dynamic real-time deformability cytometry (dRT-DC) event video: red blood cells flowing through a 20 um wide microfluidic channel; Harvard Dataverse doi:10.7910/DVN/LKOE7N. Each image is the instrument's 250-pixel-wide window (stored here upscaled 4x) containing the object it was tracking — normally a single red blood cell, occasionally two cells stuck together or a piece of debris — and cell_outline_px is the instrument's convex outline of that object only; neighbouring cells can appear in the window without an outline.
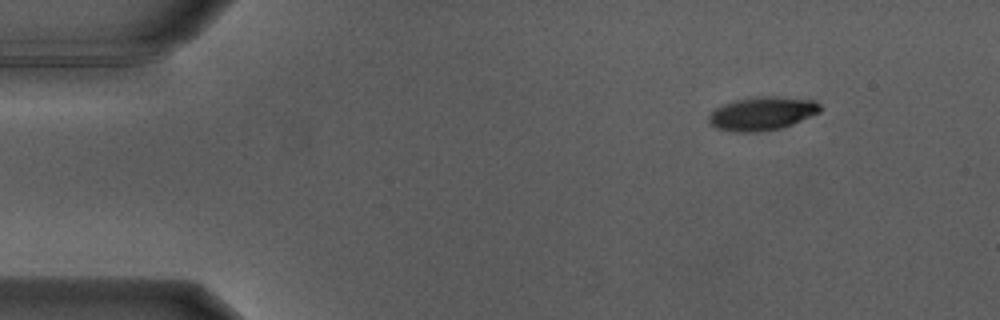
{"species": "Egyptian fruit bat (a non-hibernating species)", "species_latin": "Rousettus aegyptiacus", "temperature_condition": "warm", "stored_images_in_passage": 48, "camera_frame_rate_fps": 3000, "um_per_image_px": 0.085, "animal": {"sex": "male"}, "frame": {"image": 1, "passage_image": 1, "time_ms": 0.0, "image_size_px": [1000, 320], "cell_outline_px": [[820, 112], [792, 124], [780, 128], [756, 132], [732, 132], [716, 128], [708, 124], [708, 116], [716, 108], [724, 104], [736, 100], [816, 100], [820, 104]], "centroid_in_image_um": [64.7, 9.74], "position_along_channel_um": 20.3, "area_um2": 20.35}}
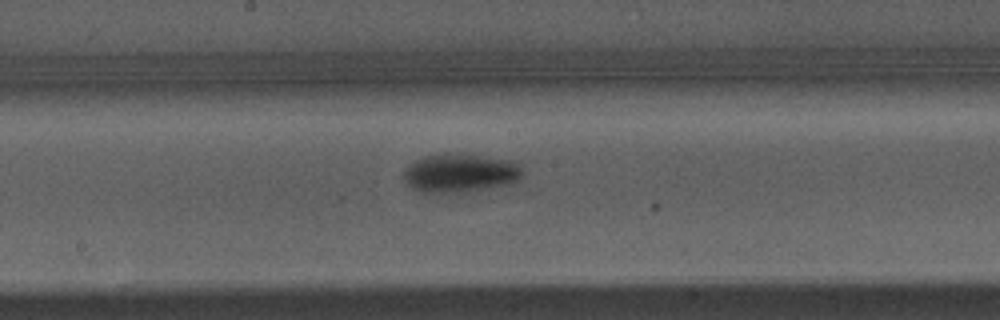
{"frame": {"image": 2, "passage_image": 23, "time_ms": 7.333, "image_size_px": [1000, 320], "cell_outline_px": [[524, 172], [516, 180], [508, 184], [480, 188], [444, 192], [424, 192], [412, 188], [404, 180], [404, 168], [408, 164], [424, 156], [444, 152], [512, 160], [520, 164]], "centroid_in_image_um": [39.07, 14.66], "position_along_channel_um": 209.1, "area_um2": 26.18}}
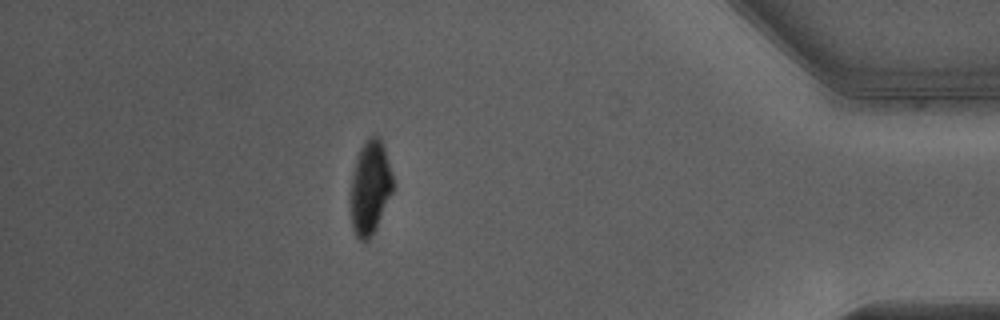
{"frame": {"image": 3, "passage_image": 42, "time_ms": 13.667, "image_size_px": [1000, 320], "cell_outline_px": [[392, 192], [376, 228], [372, 236], [364, 244], [356, 236], [352, 228], [352, 176], [356, 160], [360, 148], [364, 140], [368, 136], [380, 136], [384, 148], [392, 176]], "centroid_in_image_um": [31.46, 15.94], "position_along_channel_um": 403.7, "area_um2": 22.72}, "authors_computed_cell_mechanics": {"area_um2": 24.7095, "velocity_mm_per_s": 3.8317, "shape_relaxation_time_tau1_ms": 2.439, "shape_relaxation_time_tau2_ms": null, "deformation_change_tau1": 0.1776, "deformation_change_tau2": null}}